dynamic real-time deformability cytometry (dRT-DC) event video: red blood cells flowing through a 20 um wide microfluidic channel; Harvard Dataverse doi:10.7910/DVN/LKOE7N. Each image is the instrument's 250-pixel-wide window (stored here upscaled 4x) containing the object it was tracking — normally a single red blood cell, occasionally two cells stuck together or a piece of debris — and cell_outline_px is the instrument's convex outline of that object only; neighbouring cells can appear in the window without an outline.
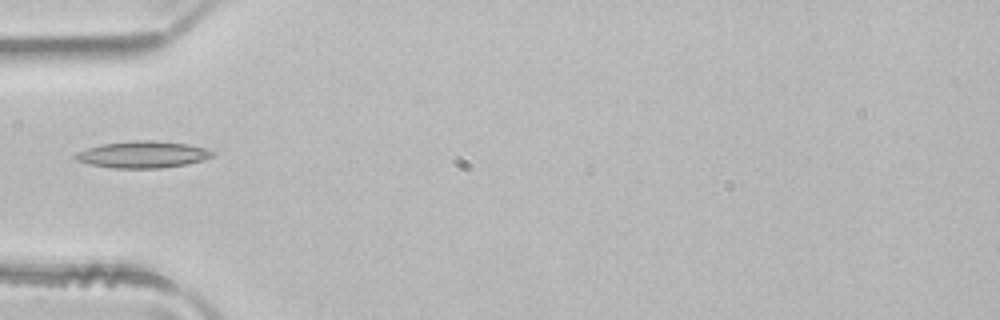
{"species": "common noctule bat (a hibernating species)", "species_latin": "Nyctalus noctula", "temperature_condition": "room temperature", "stored_images_in_passage": 3, "camera_frame_rate_fps": 3000, "um_per_image_px": 0.085, "animal": {"sex": "male", "body_mass_g": 21.5, "forearm_length_mm": 52.0}, "frame": {"image": 1, "passage_image": 3, "time_ms": 0.667, "image_size_px": [1000, 320], "cell_outline_px": [[216, 156], [204, 160], [188, 164], [160, 168], [112, 168], [88, 164], [76, 160], [72, 156], [76, 152], [88, 148], [104, 144], [136, 140], [152, 140], [188, 144], [204, 148], [216, 152]], "centroid_in_image_um": [12.16, 13.14], "position_along_channel_um": 72.8, "area_um2": 21.5}}